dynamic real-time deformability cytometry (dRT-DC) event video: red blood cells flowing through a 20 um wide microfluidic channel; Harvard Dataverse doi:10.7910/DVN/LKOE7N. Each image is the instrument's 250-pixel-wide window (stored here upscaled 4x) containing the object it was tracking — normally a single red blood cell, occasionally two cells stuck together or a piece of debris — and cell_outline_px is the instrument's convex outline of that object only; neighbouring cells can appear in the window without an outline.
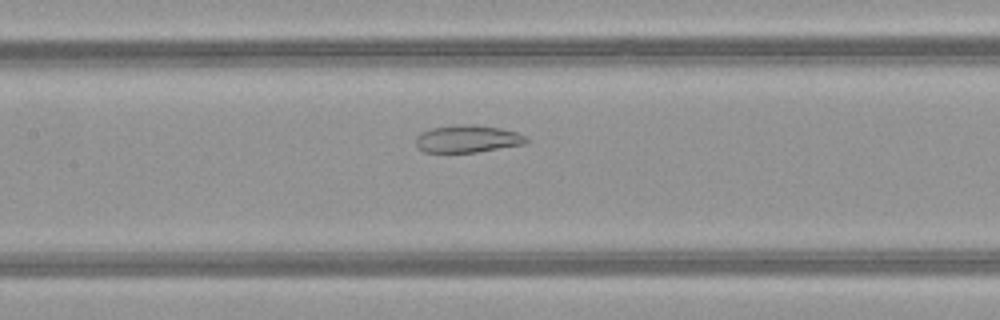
{"species": "common noctule bat (a hibernating species)", "species_latin": "Nyctalus noctula", "temperature_condition": "warm", "stored_images_in_passage": 46, "camera_frame_rate_fps": 3000, "um_per_image_px": 0.085, "animal": {"sex": "female", "body_mass_g": 21.9}, "frame": {"image": 1, "passage_image": 19, "time_ms": 6.0, "image_size_px": [1000, 320], "cell_outline_px": [[528, 140], [524, 144], [476, 152], [424, 152], [416, 144], [416, 136], [420, 132], [432, 128], [460, 124], [476, 124], [500, 128], [516, 132], [528, 136]], "centroid_in_image_um": [39.75, 11.79], "position_along_channel_um": 167.7, "area_um2": 17.63}}
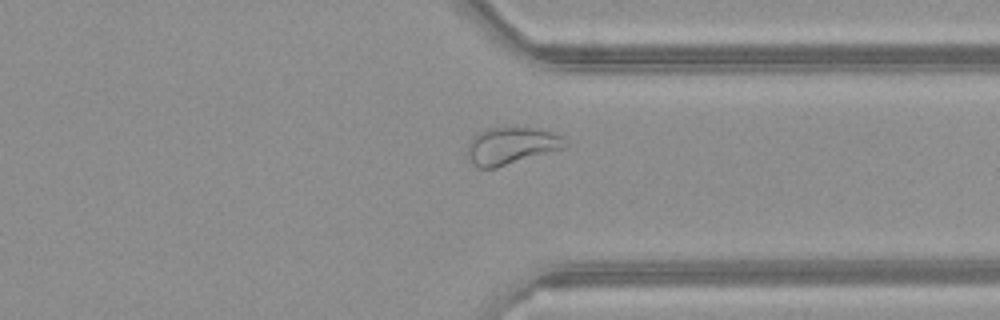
{"frame": {"image": 2, "passage_image": 34, "time_ms": 11.0, "image_size_px": [1000, 320], "cell_outline_px": [[572, 144], [568, 148], [496, 168], [480, 168], [468, 160], [468, 144], [480, 132], [488, 128], [536, 128], [552, 132], [560, 136]], "centroid_in_image_um": [43.55, 12.41], "position_along_channel_um": 367.8, "area_um2": 21.27}}
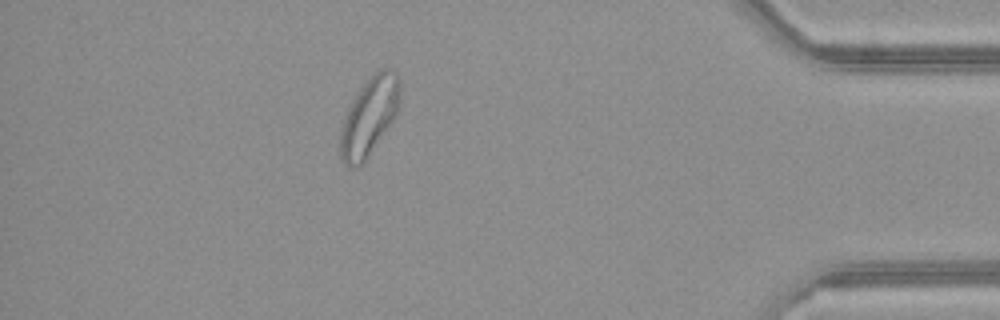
{"frame": {"image": 3, "passage_image": 40, "time_ms": 13.0, "image_size_px": [1000, 320], "cell_outline_px": [[400, 104], [396, 116], [364, 160], [356, 168], [348, 168], [340, 160], [340, 132], [348, 108], [352, 100], [360, 88], [380, 68], [392, 68], [396, 72], [400, 80]], "centroid_in_image_um": [31.4, 9.89], "position_along_channel_um": 403.8, "area_um2": 26.99}, "authors_computed_cell_mechanics": {"area_um2": 24.3049, "velocity_mm_per_s": 4.0124, "shape_relaxation_time_tau1_ms": null, "shape_relaxation_time_tau2_ms": 2.0045, "deformation_change_tau1": null, "deformation_change_tau2": 0.0864}}